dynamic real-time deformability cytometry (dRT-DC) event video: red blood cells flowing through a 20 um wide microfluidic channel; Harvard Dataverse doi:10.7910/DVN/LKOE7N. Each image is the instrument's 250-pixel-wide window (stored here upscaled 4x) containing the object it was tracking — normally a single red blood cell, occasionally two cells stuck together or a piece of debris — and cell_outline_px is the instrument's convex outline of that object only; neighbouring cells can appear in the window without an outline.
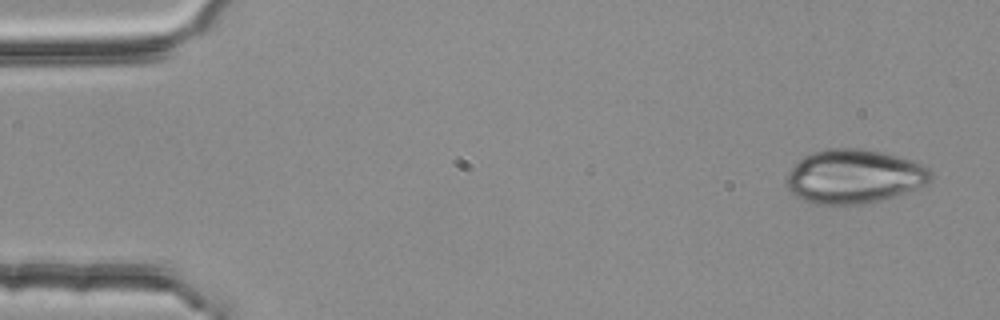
{"species": "common noctule bat (a hibernating species)", "species_latin": "Nyctalus noctula", "temperature_condition": "room temperature", "stored_images_in_passage": 4, "camera_frame_rate_fps": 3000, "um_per_image_px": 0.085, "animal": {"sex": "female", "body_mass_g": 25.1}, "frame": {"image": 1, "passage_image": 1, "time_ms": 0.0, "image_size_px": [1000, 320], "cell_outline_px": [[932, 176], [924, 184], [904, 192], [880, 200], [860, 204], [816, 204], [804, 200], [796, 196], [784, 184], [784, 180], [788, 172], [804, 156], [812, 152], [828, 148], [860, 148], [884, 152], [900, 156], [924, 164], [932, 172]], "centroid_in_image_um": [72.56, 14.97], "position_along_channel_um": 12.4, "area_um2": 45.26}}